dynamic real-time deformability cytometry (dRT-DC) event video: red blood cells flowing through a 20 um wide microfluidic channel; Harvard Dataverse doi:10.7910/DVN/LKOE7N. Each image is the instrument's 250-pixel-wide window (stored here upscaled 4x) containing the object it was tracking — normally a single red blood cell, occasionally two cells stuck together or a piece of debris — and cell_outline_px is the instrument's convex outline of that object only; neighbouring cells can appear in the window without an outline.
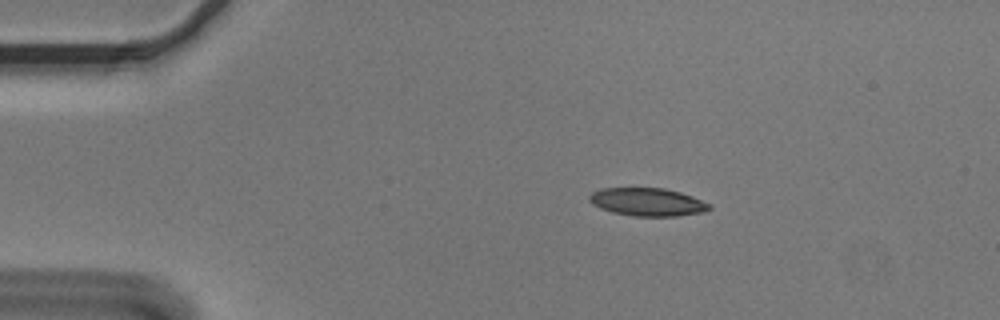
{"species": "Egyptian fruit bat (a non-hibernating species)", "species_latin": "Rousettus aegyptiacus", "temperature_condition": "cold", "stored_images_in_passage": 3, "segment_of_instrument_passage": [1, 2], "camera_frame_rate_fps": 3000, "um_per_image_px": 0.085, "animal": {"sex": "male"}, "frame": {"image": 1, "passage_image": 1, "time_ms": 0.0, "image_size_px": [1000, 320], "cell_outline_px": [[712, 208], [704, 212], [676, 216], [632, 216], [612, 212], [600, 208], [592, 204], [588, 200], [588, 196], [592, 192], [600, 188], [664, 188], [680, 192], [692, 196], [712, 204]], "centroid_in_image_um": [55.03, 17.17], "position_along_channel_um": 30.0, "area_um2": 19.77}}